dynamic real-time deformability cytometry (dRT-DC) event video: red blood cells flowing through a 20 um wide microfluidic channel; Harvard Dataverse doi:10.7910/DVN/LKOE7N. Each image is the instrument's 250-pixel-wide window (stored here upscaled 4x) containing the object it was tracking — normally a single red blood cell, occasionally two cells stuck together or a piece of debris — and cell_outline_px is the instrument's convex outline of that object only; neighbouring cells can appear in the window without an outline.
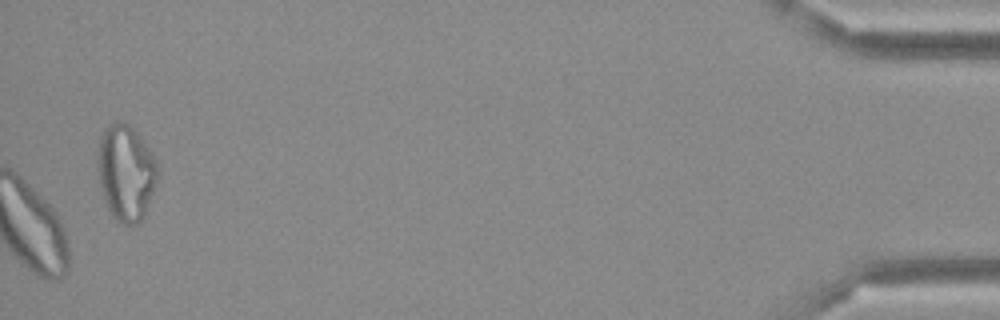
{"species": "Egyptian fruit bat (a non-hibernating species)", "species_latin": "Rousettus aegyptiacus", "temperature_condition": "cold", "stored_images_in_passage": 47, "camera_frame_rate_fps": 3000, "um_per_image_px": 0.085, "frame": {"image": 1, "passage_image": 47, "time_ms": 15.333, "image_size_px": [1000, 320], "cell_outline_px": [[160, 172], [156, 184], [144, 216], [136, 224], [124, 224], [116, 220], [112, 216], [104, 200], [96, 168], [100, 136], [104, 128], [108, 124], [116, 120], [128, 124], [140, 136], [156, 160]], "centroid_in_image_um": [10.69, 14.66], "position_along_channel_um": 424.5, "area_um2": 33.76}}